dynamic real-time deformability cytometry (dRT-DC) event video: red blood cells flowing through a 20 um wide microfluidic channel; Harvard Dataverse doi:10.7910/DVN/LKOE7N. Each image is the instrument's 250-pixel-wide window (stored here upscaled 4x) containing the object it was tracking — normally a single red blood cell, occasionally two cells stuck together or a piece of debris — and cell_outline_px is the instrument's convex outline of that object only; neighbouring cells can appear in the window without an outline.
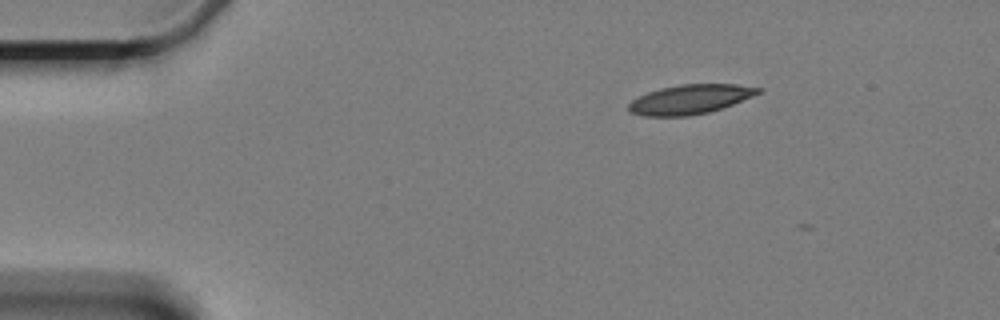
{"species": "Egyptian fruit bat (a non-hibernating species)", "species_latin": "Rousettus aegyptiacus", "temperature_condition": "cold", "stored_images_in_passage": 2, "camera_frame_rate_fps": 3000, "um_per_image_px": 0.085, "animal": {"sex": "female"}, "frame": {"image": 1, "passage_image": 1, "time_ms": 0.0, "image_size_px": [1000, 320], "cell_outline_px": [[764, 92], [732, 104], [708, 112], [688, 116], [644, 116], [628, 112], [628, 104], [632, 100], [648, 92], [660, 88], [680, 84], [736, 84], [764, 88]], "centroid_in_image_um": [58.68, 8.43], "position_along_channel_um": 26.3, "area_um2": 22.25}}